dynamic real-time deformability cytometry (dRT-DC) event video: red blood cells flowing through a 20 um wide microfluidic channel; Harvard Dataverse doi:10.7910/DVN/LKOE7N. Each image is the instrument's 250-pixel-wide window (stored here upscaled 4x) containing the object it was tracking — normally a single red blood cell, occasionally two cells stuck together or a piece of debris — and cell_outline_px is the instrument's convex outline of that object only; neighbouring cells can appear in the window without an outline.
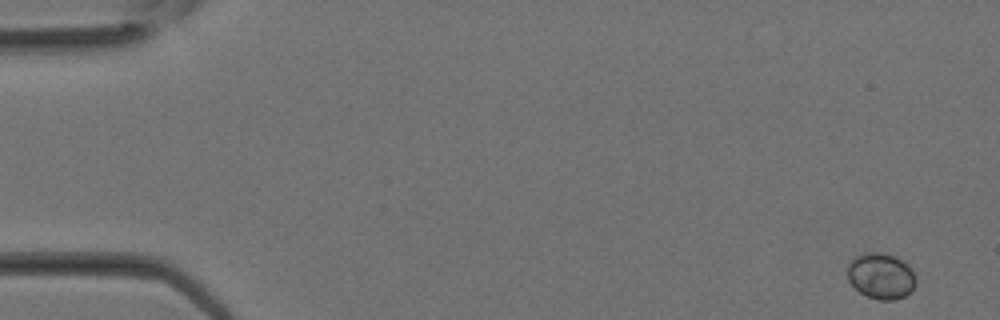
{"species": "Egyptian fruit bat (a non-hibernating species)", "species_latin": "Rousettus aegyptiacus", "temperature_condition": "room temperature", "stored_images_in_passage": 32, "camera_frame_rate_fps": 3000, "um_per_image_px": 0.085, "animal": {"sex": "female"}, "frame": {"image": 1, "passage_image": 1, "time_ms": 0.0, "image_size_px": [1000, 320], "cell_outline_px": [[916, 284], [904, 296], [896, 300], [880, 300], [868, 296], [860, 292], [848, 280], [848, 264], [856, 256], [864, 252], [880, 252], [896, 256], [904, 260], [908, 264], [916, 276]], "centroid_in_image_um": [74.9, 23.44], "position_along_channel_um": 10.1, "area_um2": 18.38}}
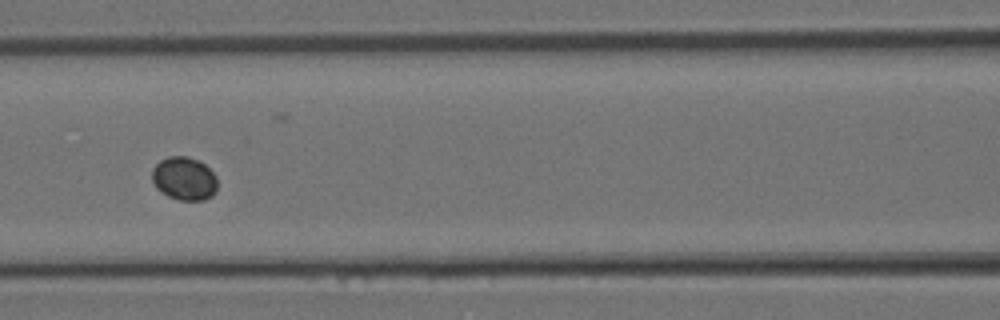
{"frame": {"image": 2, "passage_image": 14, "time_ms": 4.333, "image_size_px": [1000, 320], "cell_outline_px": [[216, 192], [212, 196], [204, 200], [180, 200], [168, 196], [156, 188], [152, 180], [152, 168], [160, 160], [168, 156], [188, 156], [204, 164], [216, 176]], "centroid_in_image_um": [15.64, 15.18], "position_along_channel_um": 151.0, "area_um2": 16.47}}
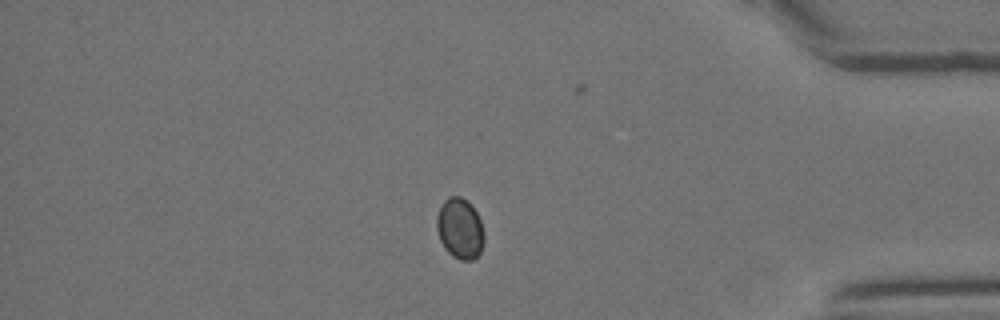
{"frame": {"image": 3, "passage_image": 27, "time_ms": 8.667, "image_size_px": [1000, 320], "cell_outline_px": [[484, 240], [480, 252], [472, 260], [460, 260], [452, 256], [444, 248], [440, 240], [436, 228], [436, 216], [444, 200], [448, 196], [460, 196], [472, 204], [480, 220], [484, 232]], "centroid_in_image_um": [39.08, 19.42], "position_along_channel_um": 396.1, "area_um2": 16.88}}